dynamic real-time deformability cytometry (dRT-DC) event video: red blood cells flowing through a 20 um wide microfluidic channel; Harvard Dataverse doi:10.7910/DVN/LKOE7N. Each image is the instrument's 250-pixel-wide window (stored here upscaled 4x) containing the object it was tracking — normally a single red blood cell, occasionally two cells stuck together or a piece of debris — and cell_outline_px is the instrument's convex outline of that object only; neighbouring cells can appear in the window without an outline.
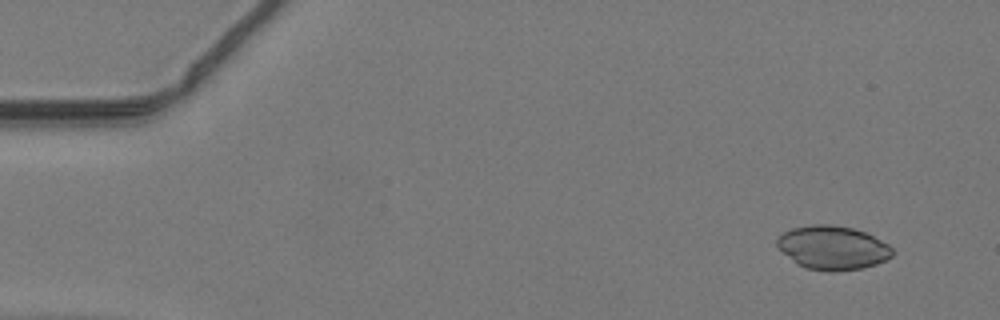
{"species": "common noctule bat (a hibernating species)", "species_latin": "Nyctalus noctula", "temperature_condition": "warm", "stored_images_in_passage": 3, "camera_frame_rate_fps": 3000, "um_per_image_px": 0.085, "animal": {"sex": "male", "body_mass_g": 19.2, "forearm_length_mm": 51.8}, "frame": {"image": 1, "passage_image": 1, "time_ms": 0.0, "image_size_px": [1000, 320], "cell_outline_px": [[892, 256], [876, 264], [860, 268], [832, 272], [828, 272], [804, 268], [796, 264], [776, 248], [776, 240], [784, 232], [792, 228], [812, 224], [832, 224], [852, 228], [864, 232], [888, 244], [892, 248]], "centroid_in_image_um": [70.71, 21.06], "position_along_channel_um": 14.3, "area_um2": 29.54}}